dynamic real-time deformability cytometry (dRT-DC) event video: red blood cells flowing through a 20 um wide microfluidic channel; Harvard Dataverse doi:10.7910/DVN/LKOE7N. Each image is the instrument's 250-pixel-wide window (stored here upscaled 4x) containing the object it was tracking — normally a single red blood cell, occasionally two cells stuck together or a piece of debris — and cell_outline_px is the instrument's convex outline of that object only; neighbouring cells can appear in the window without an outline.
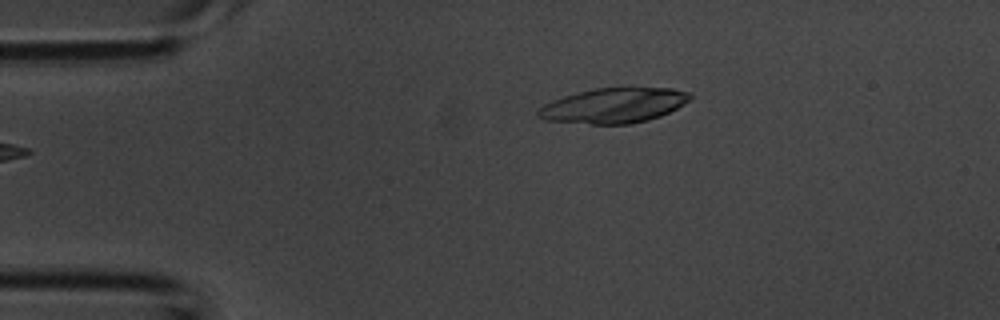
{"species": "common noctule bat (a hibernating species)", "species_latin": "Nyctalus noctula", "temperature_condition": "room temperature", "stored_images_in_passage": 2, "camera_frame_rate_fps": 3000, "um_per_image_px": 0.085, "animal": {"sex": "male", "body_mass_g": 20.1, "forearm_length_mm": 53.5}, "frame": {"image": 1, "passage_image": 1, "time_ms": 0.0, "image_size_px": [1000, 320], "cell_outline_px": [[692, 96], [684, 104], [660, 116], [648, 120], [632, 124], [592, 124], [544, 120], [536, 116], [536, 112], [544, 104], [552, 100], [564, 96], [592, 88], [672, 88], [692, 92]], "centroid_in_image_um": [52.16, 8.97], "position_along_channel_um": 32.8, "area_um2": 31.04}}